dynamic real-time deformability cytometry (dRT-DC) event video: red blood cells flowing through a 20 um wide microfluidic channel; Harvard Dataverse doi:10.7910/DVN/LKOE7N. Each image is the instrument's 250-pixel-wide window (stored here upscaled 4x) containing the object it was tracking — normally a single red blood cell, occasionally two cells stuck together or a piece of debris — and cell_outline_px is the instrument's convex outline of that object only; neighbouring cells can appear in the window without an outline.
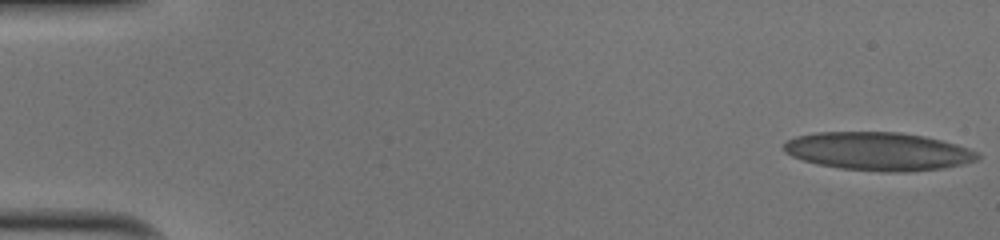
{"species": "human", "species_latin": "Homo sapiens", "temperature_condition": "cold", "stored_images_in_passage": 51, "camera_frame_rate_fps": 3000, "um_per_image_px": 0.085, "donor": {"sex": "male"}, "frame": {"image": 1, "passage_image": 1, "time_ms": 0.0, "image_size_px": [1000, 240], "cell_outline_px": [[980, 160], [944, 168], [904, 172], [880, 172], [840, 168], [816, 164], [792, 156], [784, 152], [784, 144], [788, 140], [796, 136], [816, 132], [900, 132], [924, 136], [956, 144], [980, 152]], "centroid_in_image_um": [74.68, 12.87], "position_along_channel_um": 10.3, "area_um2": 43.35}}
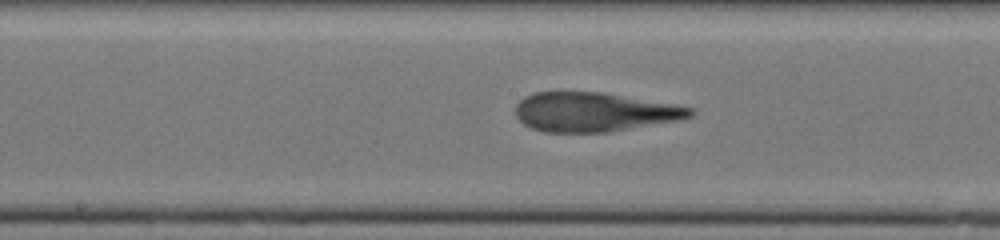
{"frame": {"image": 2, "passage_image": 27, "time_ms": 8.667, "image_size_px": [1000, 240], "cell_outline_px": [[696, 112], [692, 116], [680, 120], [608, 132], [544, 132], [532, 128], [524, 124], [516, 116], [516, 104], [524, 96], [532, 92], [604, 92], [696, 108]], "centroid_in_image_um": [50.52, 9.51], "position_along_channel_um": 197.7, "area_um2": 40.06}}
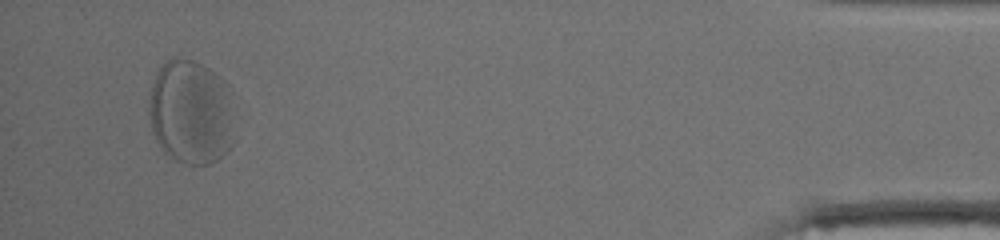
{"frame": {"image": 3, "passage_image": 49, "time_ms": 16.0, "image_size_px": [1000, 240], "cell_outline_px": [[232, 148], [212, 164], [184, 164], [172, 160], [160, 148], [152, 132], [148, 112], [148, 100], [152, 84], [156, 72], [172, 56], [192, 60], [208, 68], [220, 76], [228, 84], [232, 92]], "centroid_in_image_um": [16.22, 9.55], "position_along_channel_um": 419.0, "area_um2": 53.23}, "authors_computed_cell_mechanics": {"area_um2": 42.2518, "velocity_mm_per_s": 3.9485, "shape_relaxation_time_tau1_ms": 3.904, "shape_relaxation_time_tau2_ms": 1.1834, "deformation_change_tau1": 0.1776, "deformation_change_tau2": 0.1068}}